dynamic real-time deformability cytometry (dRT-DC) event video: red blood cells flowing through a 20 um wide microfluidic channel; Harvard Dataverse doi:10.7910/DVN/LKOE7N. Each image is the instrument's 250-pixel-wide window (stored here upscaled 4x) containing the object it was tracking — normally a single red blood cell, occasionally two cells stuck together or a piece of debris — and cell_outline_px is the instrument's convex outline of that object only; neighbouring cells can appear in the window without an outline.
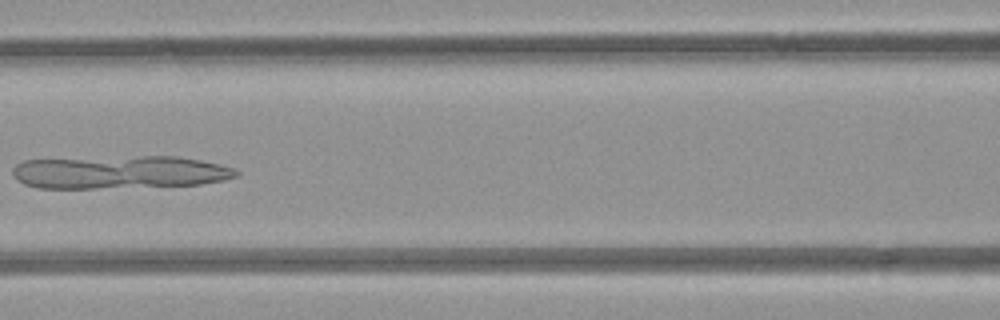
{"species": "common noctule bat (a hibernating species)", "species_latin": "Nyctalus noctula", "temperature_condition": "room temperature", "stored_images_in_passage": 7, "camera_frame_rate_fps": 3000, "um_per_image_px": 0.085, "animal": {"sex": "female", "body_mass_g": 21.9}, "frame": {"image": 1, "passage_image": 6, "time_ms": 5.667, "image_size_px": [1000, 320], "cell_outline_px": [[240, 172], [236, 176], [224, 180], [200, 184], [96, 188], [36, 188], [24, 184], [16, 180], [12, 176], [12, 168], [16, 164], [24, 160], [144, 156], [176, 156], [200, 160], [220, 164], [232, 168]], "centroid_in_image_um": [10.12, 14.63], "position_along_channel_um": 156.5, "area_um2": 42.83}}
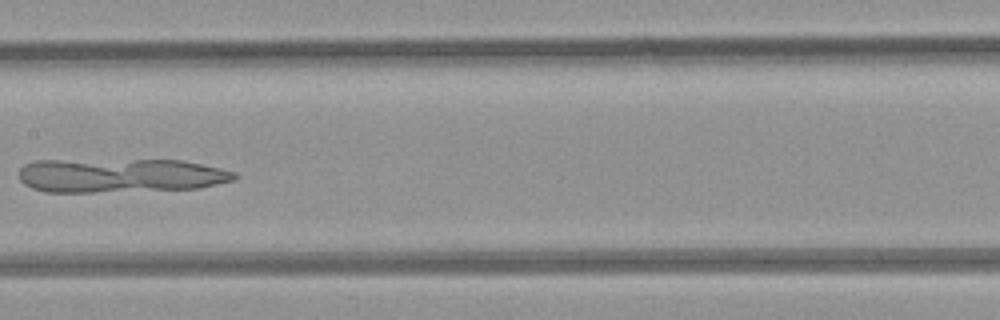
{"frame": {"image": 2, "passage_image": 7, "time_ms": 6.667, "image_size_px": [1000, 320], "cell_outline_px": [[240, 176], [236, 180], [200, 188], [92, 192], [48, 192], [32, 188], [24, 184], [20, 180], [20, 168], [24, 164], [36, 160], [184, 160], [220, 168], [236, 172]], "centroid_in_image_um": [10.26, 14.91], "position_along_channel_um": 197.1, "area_um2": 43.0}}